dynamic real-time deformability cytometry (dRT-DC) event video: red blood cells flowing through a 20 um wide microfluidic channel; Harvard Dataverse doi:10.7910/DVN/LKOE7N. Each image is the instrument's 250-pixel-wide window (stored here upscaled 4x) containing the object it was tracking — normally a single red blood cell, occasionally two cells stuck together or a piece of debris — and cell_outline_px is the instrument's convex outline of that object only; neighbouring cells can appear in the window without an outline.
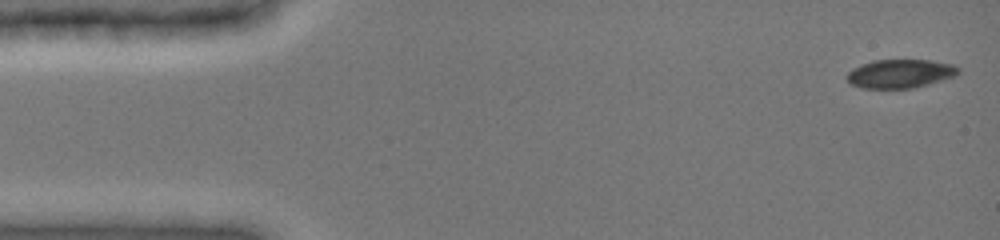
{"species": "common noctule bat (a hibernating species)", "species_latin": "Nyctalus noctula", "temperature_condition": "cold", "stored_images_in_passage": 47, "camera_frame_rate_fps": 3000, "um_per_image_px": 0.085, "animal": {"sex": "female", "body_mass_g": 19.0, "forearm_length_mm": 51.5}, "frame": {"image": 1, "passage_image": 1, "time_ms": 0.0, "image_size_px": [1000, 240], "cell_outline_px": [[960, 72], [956, 76], [928, 84], [912, 88], [864, 88], [852, 84], [844, 76], [852, 68], [860, 64], [872, 60], [928, 60], [956, 64], [960, 68]], "centroid_in_image_um": [76.53, 6.25], "position_along_channel_um": 8.5, "area_um2": 18.79}}
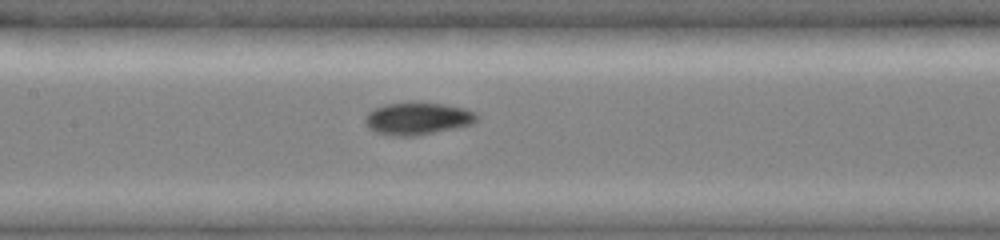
{"frame": {"image": 2, "passage_image": 22, "time_ms": 7.0, "image_size_px": [1000, 240], "cell_outline_px": [[480, 116], [472, 124], [456, 128], [412, 136], [396, 136], [376, 132], [368, 128], [364, 120], [364, 116], [372, 108], [384, 104], [408, 100], [416, 100], [464, 108], [476, 112]], "centroid_in_image_um": [35.46, 10.03], "position_along_channel_um": 171.9, "area_um2": 21.62}}
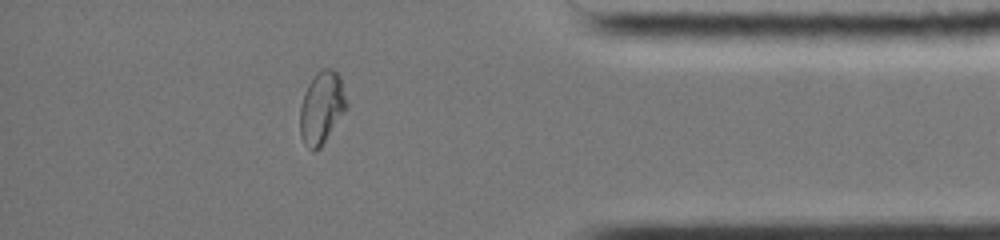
{"frame": {"image": 3, "passage_image": 41, "time_ms": 13.333, "image_size_px": [1000, 240], "cell_outline_px": [[348, 108], [320, 148], [312, 152], [304, 144], [300, 136], [300, 108], [304, 92], [308, 84], [316, 72], [320, 68], [332, 68], [340, 76], [348, 104]], "centroid_in_image_um": [27.34, 9.15], "position_along_channel_um": 407.9, "area_um2": 19.94}, "authors_computed_cell_mechanics": {"area_um2": 19.8254, "velocity_mm_per_s": 3.9925, "shape_relaxation_time_tau1_ms": null, "shape_relaxation_time_tau2_ms": 1.774, "deformation_change_tau1": null, "deformation_change_tau2": 0.0435}}